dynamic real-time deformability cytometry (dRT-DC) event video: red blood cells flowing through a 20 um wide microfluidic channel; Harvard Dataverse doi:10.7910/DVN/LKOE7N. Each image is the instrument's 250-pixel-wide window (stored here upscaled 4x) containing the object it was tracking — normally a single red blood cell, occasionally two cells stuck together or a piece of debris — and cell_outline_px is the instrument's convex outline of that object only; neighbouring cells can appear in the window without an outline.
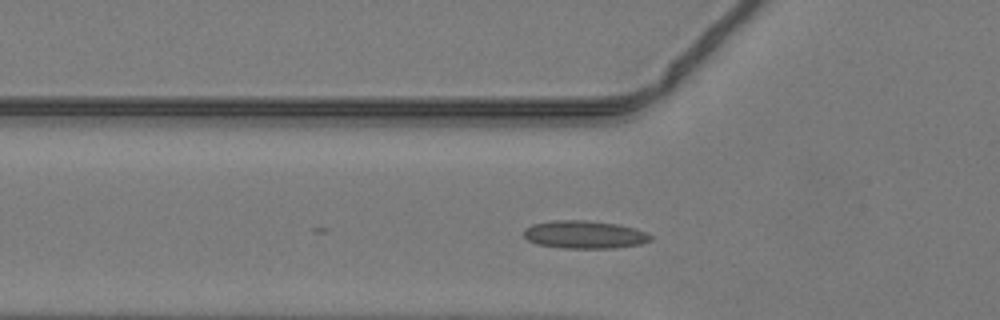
{"species": "common noctule bat (a hibernating species)", "species_latin": "Nyctalus noctula", "temperature_condition": "warm", "stored_images_in_passage": 15, "camera_frame_rate_fps": 3000, "um_per_image_px": 0.085, "animal": {"sex": "male", "body_mass_g": 19.2, "forearm_length_mm": 51.8}, "frame": {"image": 1, "passage_image": 8, "time_ms": 2.333, "image_size_px": [1000, 320], "cell_outline_px": [[652, 240], [640, 244], [616, 248], [560, 248], [536, 244], [528, 240], [524, 236], [524, 228], [532, 224], [552, 220], [584, 220], [616, 224], [636, 228], [648, 232], [652, 236]], "centroid_in_image_um": [49.69, 19.94], "position_along_channel_um": 76.1, "area_um2": 20.81}}
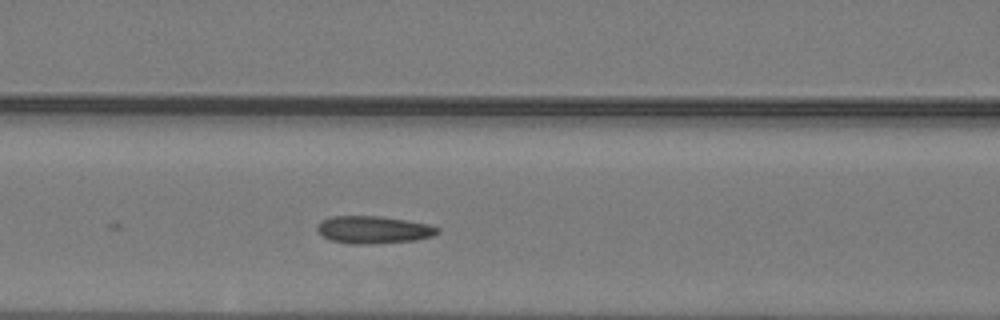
{"frame": {"image": 2, "passage_image": 12, "time_ms": 3.667, "image_size_px": [1000, 320], "cell_outline_px": [[440, 232], [432, 236], [416, 240], [372, 244], [352, 244], [332, 240], [324, 236], [316, 228], [320, 220], [332, 216], [380, 216], [428, 224], [440, 228]], "centroid_in_image_um": [31.76, 19.52], "position_along_channel_um": 134.8, "area_um2": 19.19}}
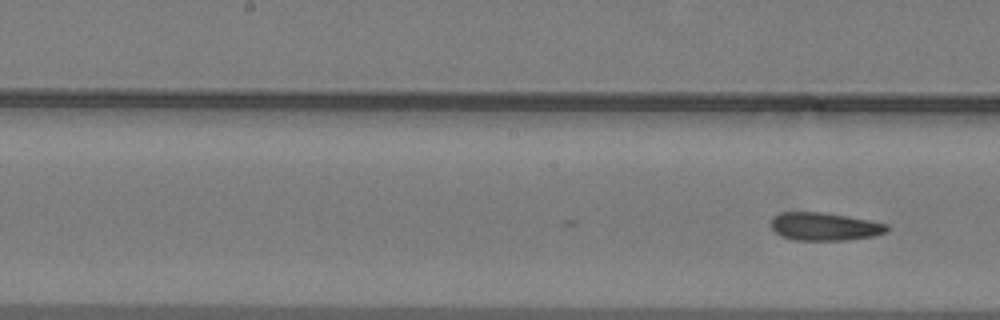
{"frame": {"image": 3, "passage_image": 15, "time_ms": 4.667, "image_size_px": [1000, 320], "cell_outline_px": [[888, 228], [884, 232], [872, 236], [844, 240], [796, 240], [784, 236], [776, 232], [772, 228], [772, 220], [780, 212], [824, 212], [848, 216], [888, 224]], "centroid_in_image_um": [70.09, 19.24], "position_along_channel_um": 178.1, "area_um2": 18.55}}